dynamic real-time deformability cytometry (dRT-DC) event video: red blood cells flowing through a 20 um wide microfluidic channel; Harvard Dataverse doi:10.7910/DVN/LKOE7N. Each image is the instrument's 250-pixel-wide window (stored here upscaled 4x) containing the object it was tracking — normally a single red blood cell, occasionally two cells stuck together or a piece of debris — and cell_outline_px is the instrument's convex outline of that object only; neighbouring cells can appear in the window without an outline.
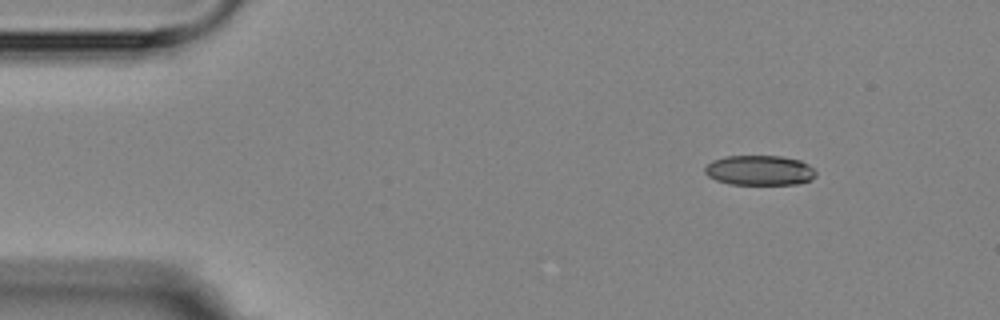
{"species": "Egyptian fruit bat (a non-hibernating species)", "species_latin": "Rousettus aegyptiacus", "temperature_condition": "room temperature", "stored_images_in_passage": 5, "camera_frame_rate_fps": 3000, "um_per_image_px": 0.085, "animal": {"sex": "female"}, "frame": {"image": 1, "passage_image": 1, "time_ms": 0.0, "image_size_px": [1000, 320], "cell_outline_px": [[816, 176], [812, 180], [796, 184], [728, 184], [716, 180], [708, 176], [704, 172], [704, 168], [712, 160], [724, 156], [780, 156], [800, 160], [808, 164], [816, 172]], "centroid_in_image_um": [64.56, 14.48], "position_along_channel_um": 20.4, "area_um2": 19.48}}
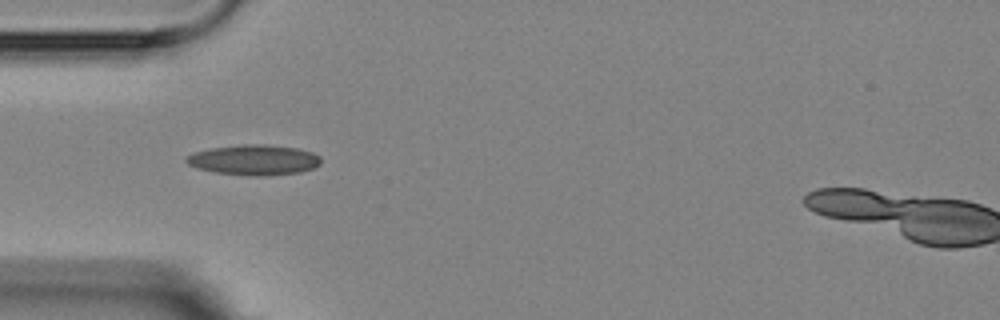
{"frame": {"image": 2, "passage_image": 4, "time_ms": 3.333, "image_size_px": [1000, 320], "cell_outline_px": [[320, 164], [312, 168], [300, 172], [268, 176], [248, 176], [212, 172], [196, 168], [188, 164], [184, 160], [184, 156], [196, 152], [212, 148], [244, 144], [264, 144], [296, 148], [312, 152], [320, 156]], "centroid_in_image_um": [21.56, 13.6], "position_along_channel_um": 63.4, "area_um2": 23.93}}
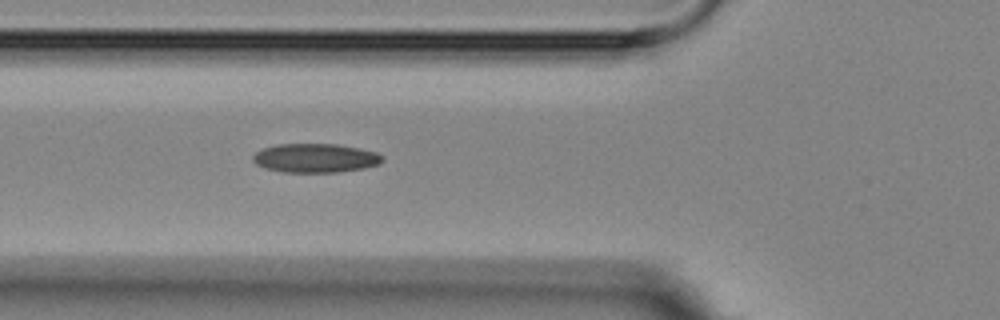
{"frame": {"image": 3, "passage_image": 5, "time_ms": 4.333, "image_size_px": [1000, 320], "cell_outline_px": [[384, 160], [380, 164], [364, 168], [340, 172], [284, 172], [264, 168], [256, 164], [252, 160], [252, 156], [256, 152], [264, 148], [276, 144], [336, 144], [360, 148], [376, 152], [384, 156]], "centroid_in_image_um": [26.83, 13.43], "position_along_channel_um": 99.0, "area_um2": 22.02}}